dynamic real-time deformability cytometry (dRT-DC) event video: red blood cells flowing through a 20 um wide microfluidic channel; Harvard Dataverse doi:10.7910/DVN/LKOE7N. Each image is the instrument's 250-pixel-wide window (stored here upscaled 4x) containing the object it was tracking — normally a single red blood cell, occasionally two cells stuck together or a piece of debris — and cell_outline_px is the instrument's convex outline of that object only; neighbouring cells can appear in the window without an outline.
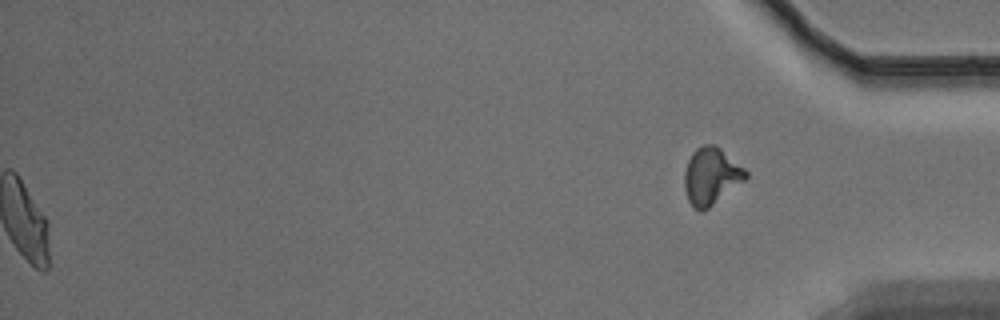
{"species": "Egyptian fruit bat (a non-hibernating species)", "species_latin": "Rousettus aegyptiacus", "temperature_condition": "warm", "stored_images_in_passage": 58, "segment_of_instrument_passage": [2, 2], "camera_frame_rate_fps": 3000, "um_per_image_px": 0.085, "animal": {"sex": "male"}, "frame": {"image": 1, "passage_image": 58, "time_ms": 19.0, "image_size_px": [1000, 320], "cell_outline_px": [[748, 176], [744, 180], [704, 212], [700, 212], [688, 200], [684, 188], [684, 172], [688, 160], [692, 152], [696, 148], [704, 144], [716, 144], [744, 168], [748, 172]], "centroid_in_image_um": [60.43, 14.96], "position_along_channel_um": 374.8, "area_um2": 20.35}}